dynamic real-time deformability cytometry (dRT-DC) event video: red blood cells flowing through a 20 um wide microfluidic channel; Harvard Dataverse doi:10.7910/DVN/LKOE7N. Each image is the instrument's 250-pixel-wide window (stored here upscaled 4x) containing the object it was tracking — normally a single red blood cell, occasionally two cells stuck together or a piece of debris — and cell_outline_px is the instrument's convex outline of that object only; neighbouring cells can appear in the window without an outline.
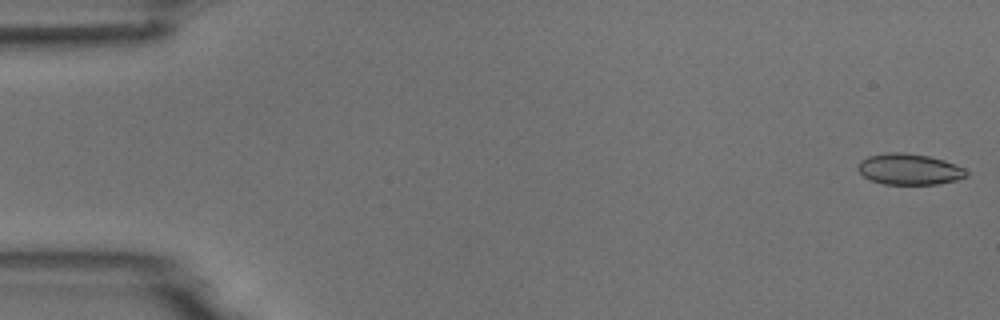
{"species": "common noctule bat (a hibernating species)", "species_latin": "Nyctalus noctula", "temperature_condition": "room temperature", "stored_images_in_passage": 5, "camera_frame_rate_fps": 3000, "um_per_image_px": 0.085, "animal": {"sex": "male", "body_mass_g": 18.8}, "frame": {"image": 1, "passage_image": 1, "time_ms": 0.0, "image_size_px": [1000, 320], "cell_outline_px": [[968, 176], [956, 180], [936, 184], [884, 184], [868, 180], [856, 168], [860, 160], [868, 156], [888, 152], [904, 152], [928, 156], [944, 160], [956, 164], [964, 168], [968, 172]], "centroid_in_image_um": [77.27, 14.38], "position_along_channel_um": 7.7, "area_um2": 19.77}}
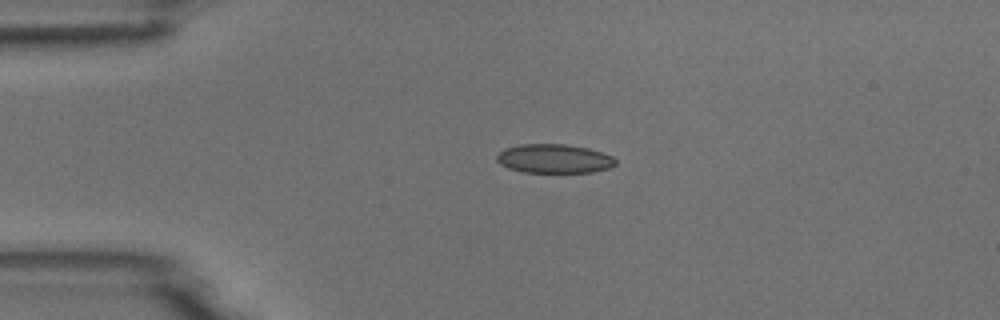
{"frame": {"image": 2, "passage_image": 4, "time_ms": 3.667, "image_size_px": [1000, 320], "cell_outline_px": [[616, 164], [608, 168], [592, 172], [524, 172], [508, 168], [500, 164], [496, 160], [496, 156], [504, 148], [520, 144], [564, 144], [588, 148], [612, 156], [616, 160]], "centroid_in_image_um": [47.07, 13.48], "position_along_channel_um": 37.9, "area_um2": 20.0}}